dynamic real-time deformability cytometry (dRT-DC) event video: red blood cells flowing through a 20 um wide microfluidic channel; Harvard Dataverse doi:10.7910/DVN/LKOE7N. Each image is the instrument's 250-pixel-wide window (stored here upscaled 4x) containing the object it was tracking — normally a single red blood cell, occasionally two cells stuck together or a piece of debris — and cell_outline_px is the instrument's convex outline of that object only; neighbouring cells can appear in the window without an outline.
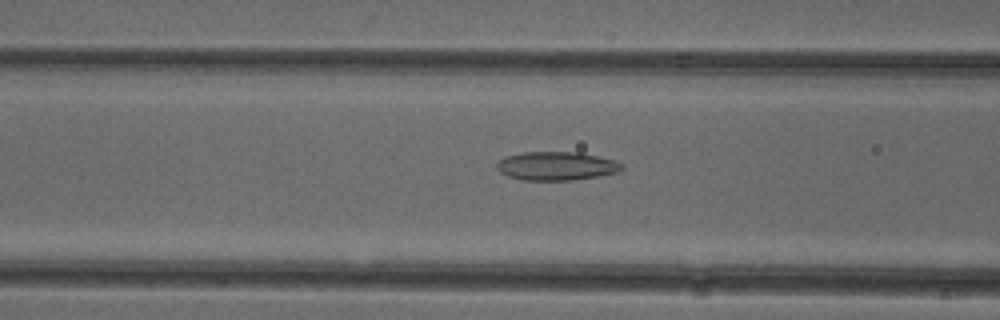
{"species": "common noctule bat (a hibernating species)", "species_latin": "Nyctalus noctula", "temperature_condition": "cold", "stored_images_in_passage": 51, "camera_frame_rate_fps": 3000, "um_per_image_px": 0.085, "animal": {"sex": "female"}, "frame": {"image": 1, "passage_image": 20, "time_ms": 6.333, "image_size_px": [1000, 320], "cell_outline_px": [[624, 168], [616, 172], [596, 176], [572, 180], [520, 180], [508, 176], [500, 172], [496, 168], [496, 164], [500, 160], [508, 156], [524, 152], [580, 152], [616, 160], [624, 164]], "centroid_in_image_um": [47.31, 14.1], "position_along_channel_um": 119.3, "area_um2": 20.81}}
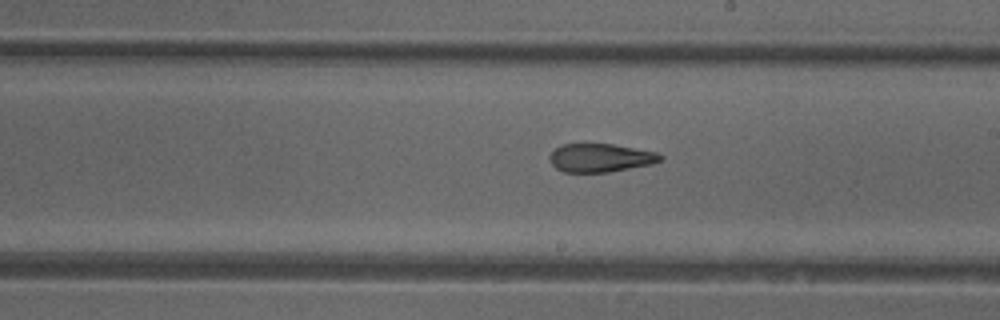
{"frame": {"image": 2, "passage_image": 29, "time_ms": 9.333, "image_size_px": [1000, 320], "cell_outline_px": [[664, 160], [652, 164], [608, 172], [564, 172], [556, 168], [548, 160], [548, 156], [560, 144], [612, 144], [656, 152], [664, 156]], "centroid_in_image_um": [51.03, 13.41], "position_along_channel_um": 238.0, "area_um2": 18.38}}
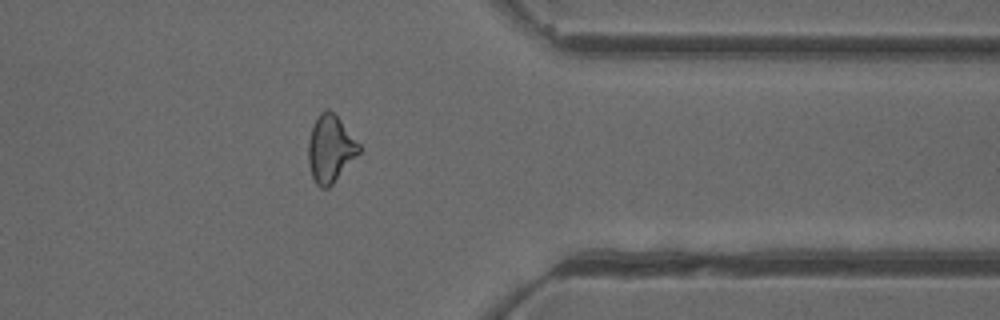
{"frame": {"image": 3, "passage_image": 41, "time_ms": 13.333, "image_size_px": [1000, 320], "cell_outline_px": [[360, 152], [332, 184], [328, 188], [320, 188], [316, 184], [312, 176], [308, 164], [308, 140], [316, 116], [320, 112], [328, 108], [340, 120], [360, 144]], "centroid_in_image_um": [28.06, 12.65], "position_along_channel_um": 383.3, "area_um2": 19.71}, "authors_computed_cell_mechanics": {"area_um2": 20.6924, "velocity_mm_per_s": 3.9581, "shape_relaxation_time_tau1_ms": null, "shape_relaxation_time_tau2_ms": 2.7598, "deformation_change_tau1": null, "deformation_change_tau2": 0.1157}}